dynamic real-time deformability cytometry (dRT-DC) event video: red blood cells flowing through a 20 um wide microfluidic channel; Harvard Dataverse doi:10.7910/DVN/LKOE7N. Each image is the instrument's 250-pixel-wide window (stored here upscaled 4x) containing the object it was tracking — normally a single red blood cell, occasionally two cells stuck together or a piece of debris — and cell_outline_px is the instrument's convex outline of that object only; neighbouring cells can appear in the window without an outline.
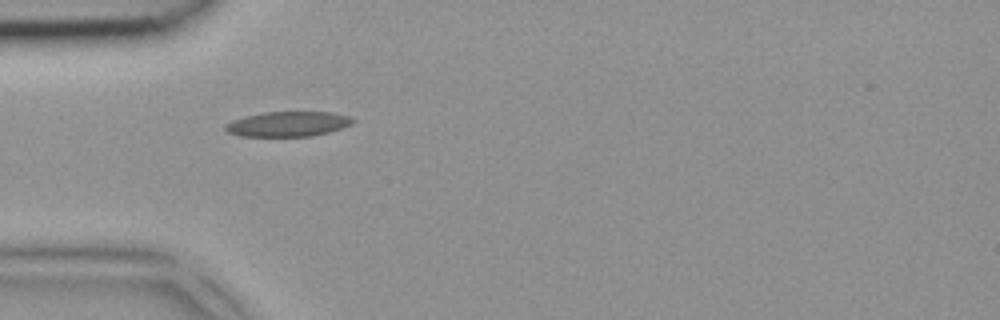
{"species": "common noctule bat (a hibernating species)", "species_latin": "Nyctalus noctula", "temperature_condition": "room temperature", "stored_images_in_passage": 3, "camera_frame_rate_fps": 3000, "um_per_image_px": 0.085, "animal": {"sex": "female", "body_mass_g": 18.4}, "frame": {"image": 1, "passage_image": 2, "time_ms": 0.333, "image_size_px": [1000, 320], "cell_outline_px": [[356, 120], [352, 124], [328, 132], [312, 136], [240, 136], [228, 132], [224, 128], [224, 124], [232, 120], [244, 116], [264, 112], [332, 112], [352, 116]], "centroid_in_image_um": [24.48, 10.53], "position_along_channel_um": 60.5, "area_um2": 18.67}}